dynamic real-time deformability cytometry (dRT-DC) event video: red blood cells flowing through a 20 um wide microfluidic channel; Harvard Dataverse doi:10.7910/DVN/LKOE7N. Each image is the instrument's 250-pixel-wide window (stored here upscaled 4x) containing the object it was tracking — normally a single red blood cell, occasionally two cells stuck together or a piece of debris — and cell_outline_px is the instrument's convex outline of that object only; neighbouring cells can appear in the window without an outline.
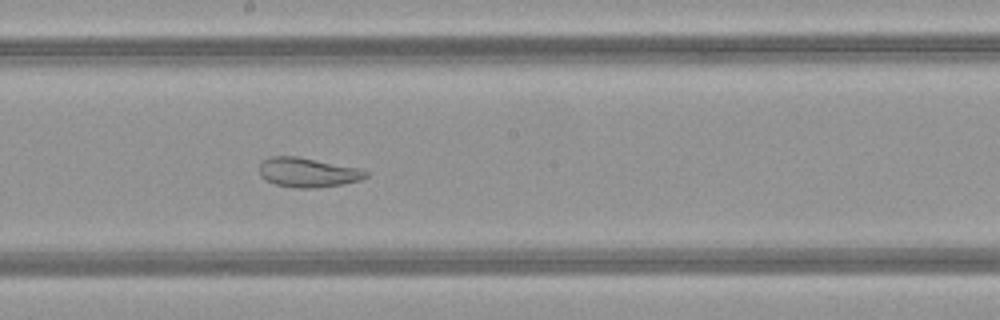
{"species": "common noctule bat (a hibernating species)", "species_latin": "Nyctalus noctula", "temperature_condition": "warm", "stored_images_in_passage": 49, "camera_frame_rate_fps": 3000, "um_per_image_px": 0.085, "animal": {"sex": "female", "body_mass_g": 21.9}, "frame": {"image": 1, "passage_image": 27, "time_ms": 8.667, "image_size_px": [1000, 320], "cell_outline_px": [[368, 176], [360, 180], [340, 184], [316, 188], [292, 188], [276, 184], [264, 180], [260, 176], [260, 160], [272, 156], [296, 156], [360, 168], [368, 172]], "centroid_in_image_um": [26.13, 14.65], "position_along_channel_um": 222.1, "area_um2": 18.38}}
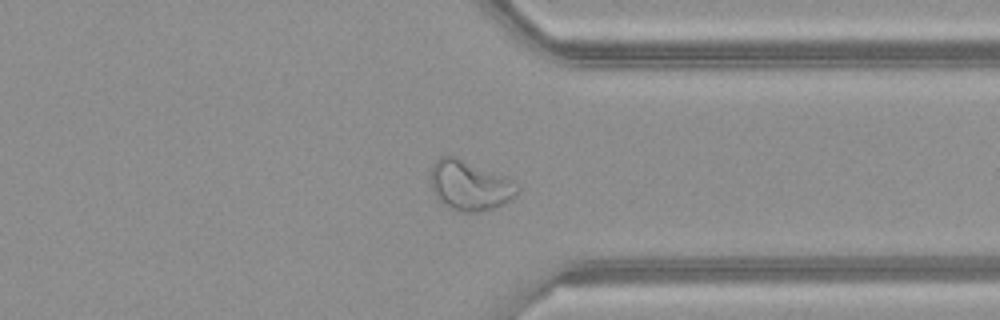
{"frame": {"image": 2, "passage_image": 38, "time_ms": 12.333, "image_size_px": [1000, 320], "cell_outline_px": [[520, 192], [516, 196], [496, 208], [476, 212], [464, 212], [452, 208], [444, 204], [436, 196], [432, 188], [432, 164], [440, 156], [456, 156], [504, 176], [520, 184]], "centroid_in_image_um": [39.98, 15.76], "position_along_channel_um": 371.4, "area_um2": 25.09}}
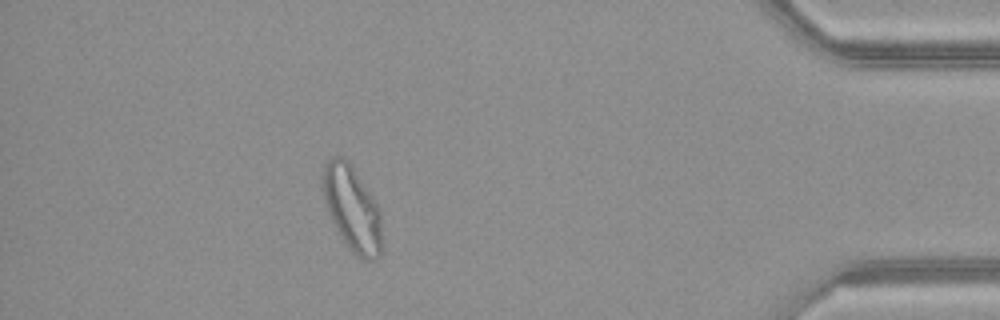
{"frame": {"image": 3, "passage_image": 44, "time_ms": 14.333, "image_size_px": [1000, 320], "cell_outline_px": [[380, 256], [376, 260], [360, 260], [352, 252], [336, 228], [328, 212], [324, 200], [320, 180], [320, 172], [328, 156], [344, 156], [352, 164], [380, 208]], "centroid_in_image_um": [29.88, 17.64], "position_along_channel_um": 405.3, "area_um2": 29.82}, "authors_computed_cell_mechanics": {"area_um2": 28.9, "velocity_mm_per_s": 4.1356, "shape_relaxation_time_tau1_ms": null, "shape_relaxation_time_tau2_ms": 1.1261, "deformation_change_tau1": null, "deformation_change_tau2": 0.0784}}